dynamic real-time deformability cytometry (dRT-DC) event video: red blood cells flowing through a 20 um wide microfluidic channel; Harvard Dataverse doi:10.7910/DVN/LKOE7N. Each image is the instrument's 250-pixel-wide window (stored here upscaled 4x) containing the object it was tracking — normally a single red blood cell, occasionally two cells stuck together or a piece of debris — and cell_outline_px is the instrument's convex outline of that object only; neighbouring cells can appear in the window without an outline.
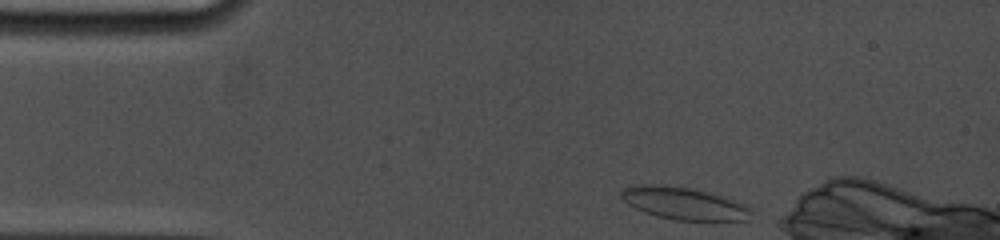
{"species": "common noctule bat (a hibernating species)", "species_latin": "Nyctalus noctula", "temperature_condition": "cold", "stored_images_in_passage": 40, "camera_frame_rate_fps": 5000, "um_per_image_px": 0.085, "animal": {"sex": "female", "body_mass_g": 19.0, "forearm_length_mm": 53.3}, "frame": {"image": 1, "passage_image": 1, "time_ms": 0.0, "image_size_px": [1000, 240], "cell_outline_px": [[752, 212], [748, 220], [676, 220], [644, 212], [628, 204], [620, 196], [620, 192], [624, 188], [632, 184], [668, 184], [688, 188], [720, 196], [744, 204], [752, 208]], "centroid_in_image_um": [58.09, 17.27], "position_along_channel_um": 26.9, "area_um2": 24.28}}
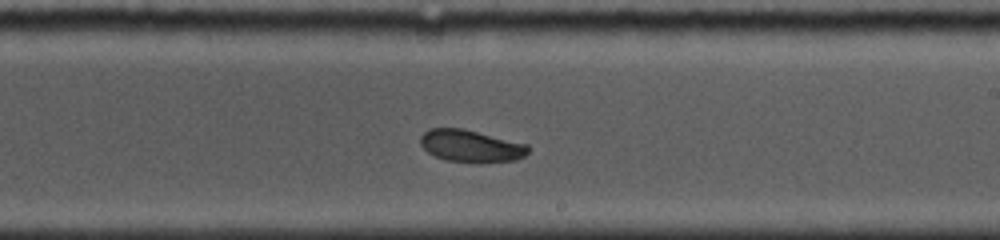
{"frame": {"image": 2, "passage_image": 24, "time_ms": 7.4, "image_size_px": [1000, 240], "cell_outline_px": [[528, 152], [524, 156], [516, 160], [444, 160], [428, 152], [420, 144], [420, 136], [428, 128], [464, 128], [528, 144]], "centroid_in_image_um": [39.99, 12.35], "position_along_channel_um": 249.0, "area_um2": 19.59}}
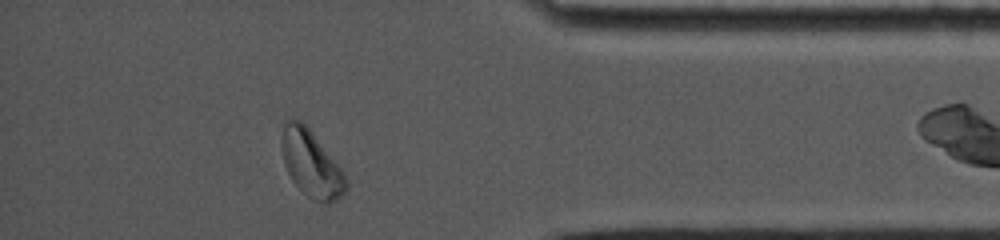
{"frame": {"image": 3, "passage_image": 39, "time_ms": 12.0, "image_size_px": [1000, 240], "cell_outline_px": [[348, 188], [336, 200], [328, 204], [324, 204], [308, 196], [292, 180], [284, 164], [280, 144], [284, 124], [288, 120], [300, 120], [308, 128], [344, 172], [348, 180]], "centroid_in_image_um": [26.46, 13.94], "position_along_channel_um": 408.7, "area_um2": 24.57}, "authors_computed_cell_mechanics": {"area_um2": 21.4727, "velocity_mm_per_s": 3.752, "shape_relaxation_time_tau1_ms": 3.2752, "shape_relaxation_time_tau2_ms": null, "deformation_change_tau1": 0.0917, "deformation_change_tau2": null}}